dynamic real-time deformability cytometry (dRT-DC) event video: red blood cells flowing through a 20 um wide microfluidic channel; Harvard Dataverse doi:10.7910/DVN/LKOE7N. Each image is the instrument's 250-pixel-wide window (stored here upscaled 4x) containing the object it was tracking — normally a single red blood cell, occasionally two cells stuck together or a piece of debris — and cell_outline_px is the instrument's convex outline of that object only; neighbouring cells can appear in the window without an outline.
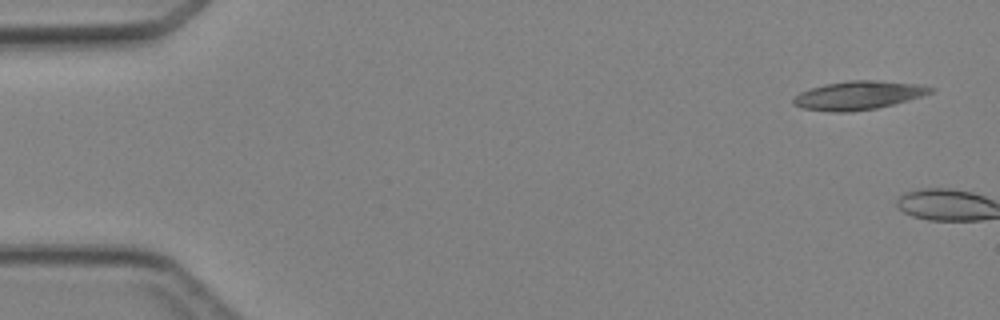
{"species": "Egyptian fruit bat (a non-hibernating species)", "species_latin": "Rousettus aegyptiacus", "temperature_condition": "cold", "stored_images_in_passage": 3, "camera_frame_rate_fps": 3000, "um_per_image_px": 0.085, "animal": {"sex": "female"}, "frame": {"image": 1, "passage_image": 1, "time_ms": 0.0, "image_size_px": [1000, 320], "cell_outline_px": [[936, 88], [932, 92], [908, 100], [876, 108], [852, 112], [832, 112], [804, 108], [792, 104], [792, 100], [800, 92], [824, 84], [848, 80], [876, 80], [920, 84]], "centroid_in_image_um": [72.96, 8.09], "position_along_channel_um": 12.0, "area_um2": 22.77}}